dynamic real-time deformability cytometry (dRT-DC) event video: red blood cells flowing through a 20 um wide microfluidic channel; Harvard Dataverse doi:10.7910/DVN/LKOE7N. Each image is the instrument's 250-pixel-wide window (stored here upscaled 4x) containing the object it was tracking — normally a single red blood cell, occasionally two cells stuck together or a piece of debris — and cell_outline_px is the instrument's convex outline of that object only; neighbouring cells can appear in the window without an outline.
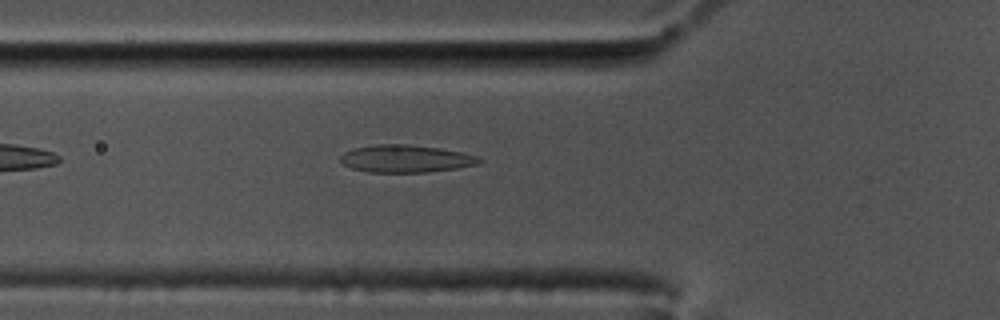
{"species": "common noctule bat (a hibernating species)", "species_latin": "Nyctalus noctula", "temperature_condition": "cold", "stored_images_in_passage": 41, "camera_frame_rate_fps": 3000, "um_per_image_px": 0.085, "animal": {"sex": "male", "body_mass_g": 17.5, "forearm_length_mm": 52.3}, "frame": {"image": 1, "passage_image": 5, "time_ms": 1.333, "image_size_px": [1000, 320], "cell_outline_px": [[484, 160], [480, 164], [456, 168], [424, 172], [368, 172], [352, 168], [344, 164], [340, 160], [340, 156], [344, 152], [352, 148], [376, 144], [404, 144], [440, 148], [480, 156]], "centroid_in_image_um": [34.51, 13.48], "position_along_channel_um": 91.3, "area_um2": 22.25}}
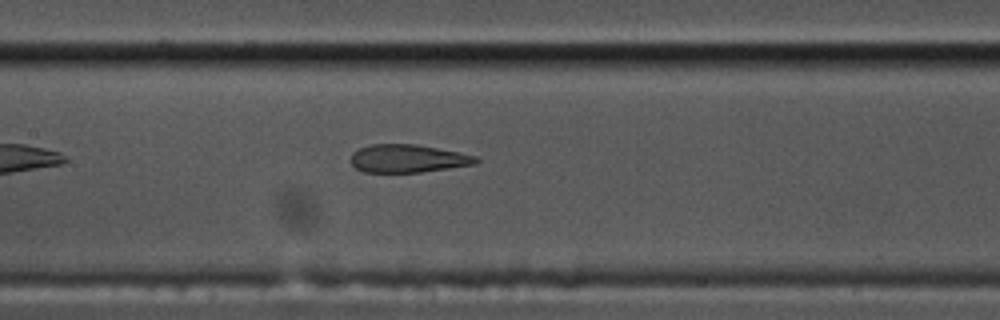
{"frame": {"image": 2, "passage_image": 12, "time_ms": 3.667, "image_size_px": [1000, 320], "cell_outline_px": [[480, 160], [476, 164], [420, 172], [364, 172], [356, 168], [352, 164], [352, 152], [360, 148], [372, 144], [416, 144], [476, 156]], "centroid_in_image_um": [34.66, 13.47], "position_along_channel_um": 172.7, "area_um2": 20.17}}
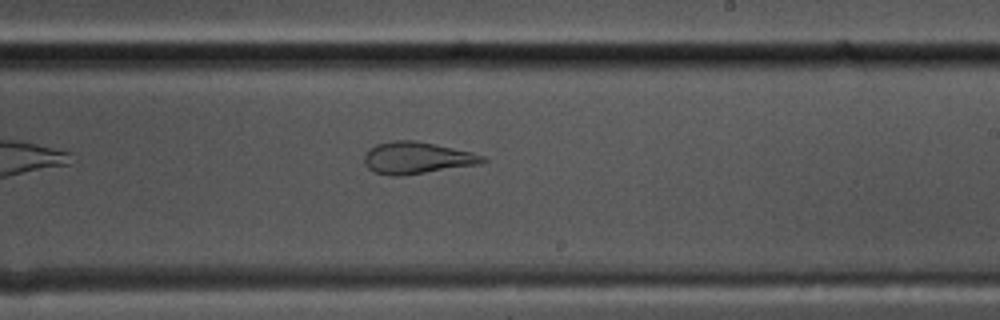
{"frame": {"image": 3, "passage_image": 19, "time_ms": 6.0, "image_size_px": [1000, 320], "cell_outline_px": [[488, 160], [480, 164], [400, 176], [392, 176], [372, 172], [364, 164], [364, 156], [376, 144], [392, 140], [416, 140], [472, 152], [484, 156]], "centroid_in_image_um": [35.43, 13.42], "position_along_channel_um": 253.6, "area_um2": 21.96}, "authors_computed_cell_mechanics": {"area_um2": 23.1778, "velocity_mm_per_s": 3.4767, "shape_relaxation_time_tau1_ms": null, "shape_relaxation_time_tau2_ms": 1.3818, "deformation_change_tau1": null, "deformation_change_tau2": 0.0608}}